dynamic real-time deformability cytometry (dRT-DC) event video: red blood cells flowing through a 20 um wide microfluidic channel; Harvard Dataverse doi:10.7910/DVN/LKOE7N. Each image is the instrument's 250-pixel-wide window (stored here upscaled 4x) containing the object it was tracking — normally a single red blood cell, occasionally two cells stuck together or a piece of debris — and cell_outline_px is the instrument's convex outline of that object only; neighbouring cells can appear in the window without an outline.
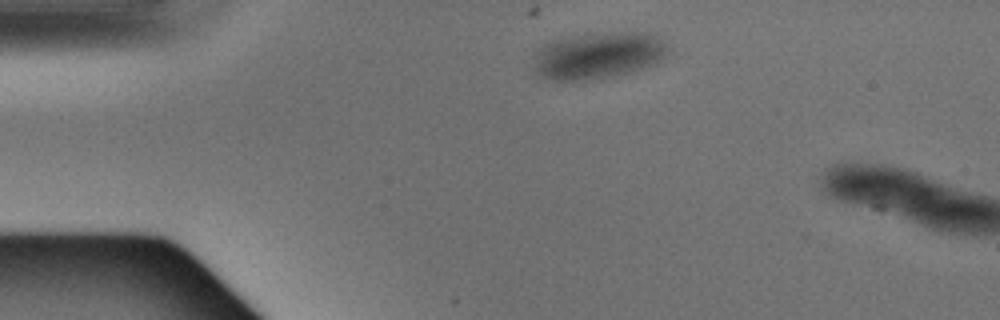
{"species": "Egyptian fruit bat (a non-hibernating species)", "species_latin": "Rousettus aegyptiacus", "temperature_condition": "warm", "stored_images_in_passage": 2, "camera_frame_rate_fps": 3000, "um_per_image_px": 0.085, "animal": {"sex": "male"}, "frame": {"image": 1, "passage_image": 1, "time_ms": 0.0, "image_size_px": [1000, 320], "cell_outline_px": [[668, 48], [664, 56], [656, 64], [644, 68], [616, 76], [596, 80], [552, 80], [536, 72], [536, 48], [552, 40], [572, 36], [604, 32], [652, 32]], "centroid_in_image_um": [50.87, 4.71], "position_along_channel_um": 34.1, "area_um2": 36.59}}